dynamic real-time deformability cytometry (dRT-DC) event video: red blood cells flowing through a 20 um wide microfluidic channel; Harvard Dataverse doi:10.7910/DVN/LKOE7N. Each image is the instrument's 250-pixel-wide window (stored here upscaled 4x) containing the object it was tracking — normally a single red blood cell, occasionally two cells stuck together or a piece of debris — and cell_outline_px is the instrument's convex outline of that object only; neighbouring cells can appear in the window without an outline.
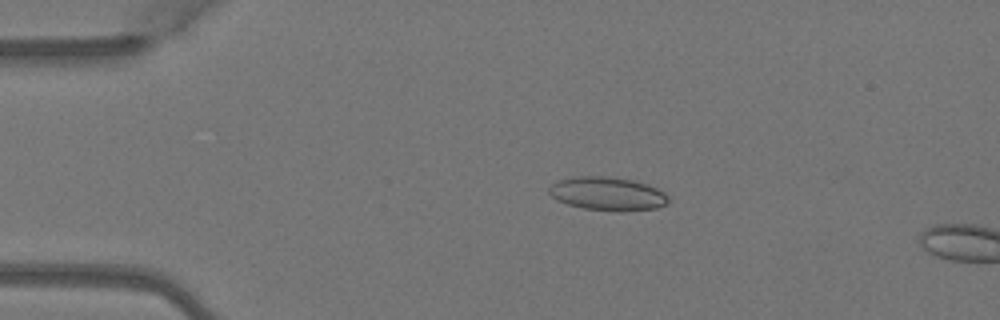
{"species": "Egyptian fruit bat (a non-hibernating species)", "species_latin": "Rousettus aegyptiacus", "temperature_condition": "warm", "stored_images_in_passage": 3, "camera_frame_rate_fps": 3000, "um_per_image_px": 0.085, "animal": {"sex": "female"}, "frame": {"image": 1, "passage_image": 2, "time_ms": 0.333, "image_size_px": [1000, 320], "cell_outline_px": [[668, 200], [664, 204], [656, 208], [624, 212], [616, 212], [584, 208], [568, 204], [556, 200], [548, 192], [548, 188], [552, 184], [560, 180], [576, 176], [604, 176], [632, 180], [648, 184], [664, 192], [668, 196]], "centroid_in_image_um": [51.63, 16.47], "position_along_channel_um": 33.4, "area_um2": 23.29}}